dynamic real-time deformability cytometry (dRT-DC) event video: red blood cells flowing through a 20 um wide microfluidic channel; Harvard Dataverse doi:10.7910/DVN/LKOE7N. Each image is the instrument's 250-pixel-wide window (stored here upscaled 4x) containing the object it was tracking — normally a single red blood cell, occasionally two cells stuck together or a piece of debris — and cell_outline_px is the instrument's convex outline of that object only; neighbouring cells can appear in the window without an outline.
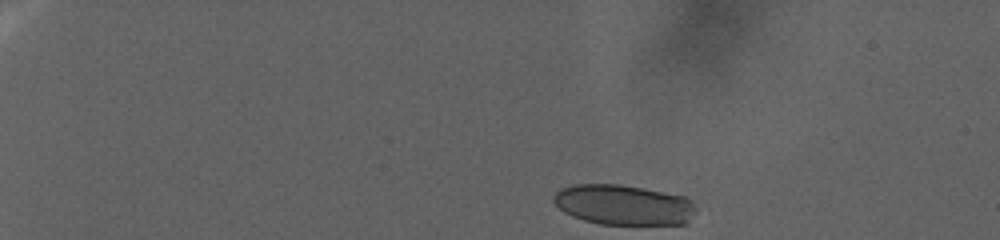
{"species": "human", "species_latin": "Homo sapiens", "temperature_condition": "warm", "stored_images_in_passage": 29, "camera_frame_rate_fps": 3000, "um_per_image_px": 0.085, "donor": {"sex": "female"}, "frame": {"image": 1, "passage_image": 1, "time_ms": 0.0, "image_size_px": [1000, 240], "cell_outline_px": [[696, 208], [684, 224], [600, 224], [584, 220], [572, 216], [564, 212], [552, 200], [552, 196], [560, 188], [576, 184], [616, 184], [640, 188], [684, 196]], "centroid_in_image_um": [52.92, 17.41], "position_along_channel_um": 32.1, "area_um2": 32.89}}
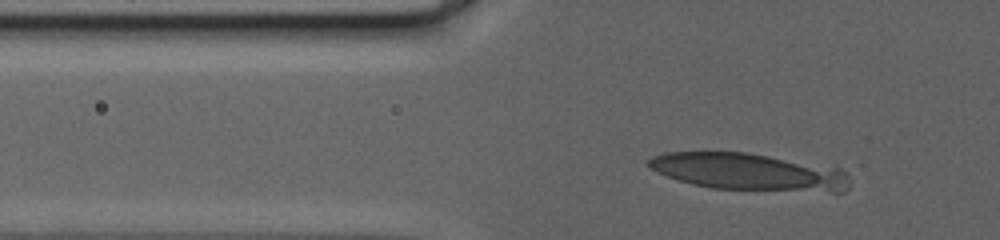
{"frame": {"image": 2, "passage_image": 25, "time_ms": 8.0, "image_size_px": [1000, 240], "cell_outline_px": [[848, 188], [844, 192], [832, 192], [712, 188], [680, 180], [656, 172], [648, 164], [648, 160], [652, 156], [664, 152], [748, 152], [836, 168], [844, 172], [848, 176]], "centroid_in_image_um": [63.63, 14.6], "position_along_channel_um": 62.2, "area_um2": 42.89}}